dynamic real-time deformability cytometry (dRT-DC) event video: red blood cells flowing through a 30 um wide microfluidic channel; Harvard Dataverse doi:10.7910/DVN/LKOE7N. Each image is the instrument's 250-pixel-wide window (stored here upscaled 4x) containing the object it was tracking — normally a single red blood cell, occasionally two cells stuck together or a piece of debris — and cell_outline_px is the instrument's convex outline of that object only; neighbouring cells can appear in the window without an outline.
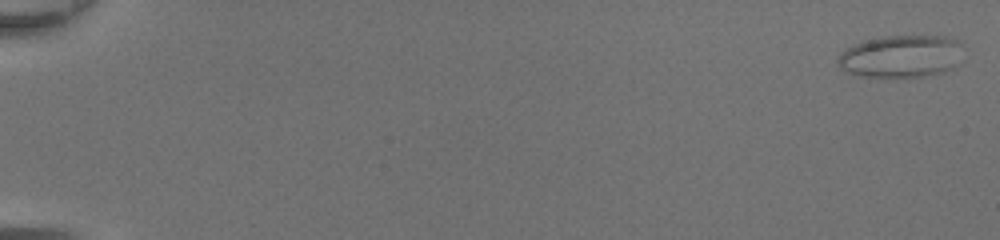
{"species": "common noctule bat (a hibernating species)", "species_latin": "Nyctalus noctula", "temperature_condition": "room temperature", "stored_images_in_passage": 49, "camera_frame_rate_fps": 3000, "um_per_image_px": 0.085, "animal": {"sex": "female", "body_mass_g": 20.0, "forearm_length_mm": 54.0}, "frame": {"image": 1, "passage_image": 1, "time_ms": 0.0, "image_size_px": [1000, 240], "cell_outline_px": [[960, 44], [956, 68], [944, 72], [924, 76], [860, 76], [848, 72], [840, 68], [836, 60], [840, 52], [844, 48], [852, 44], [864, 40], [884, 36], [944, 36], [956, 40]], "centroid_in_image_um": [76.52, 4.78], "position_along_channel_um": 8.5, "area_um2": 30.87}}
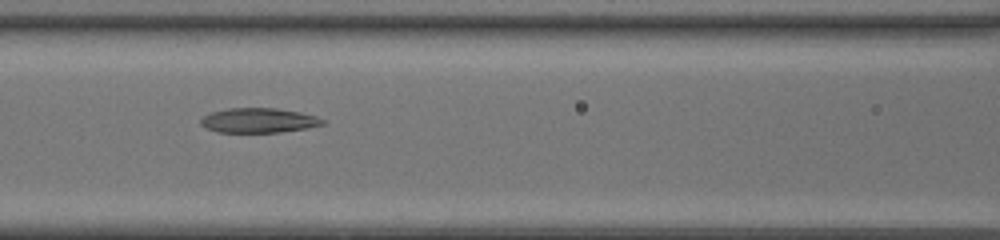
{"frame": {"image": 2, "passage_image": 24, "time_ms": 7.667, "image_size_px": [1000, 240], "cell_outline_px": [[324, 124], [308, 128], [280, 132], [216, 132], [204, 128], [200, 124], [200, 120], [204, 116], [212, 112], [228, 108], [276, 108], [300, 112], [316, 116], [324, 120]], "centroid_in_image_um": [21.96, 10.24], "position_along_channel_um": 144.6, "area_um2": 17.57}}
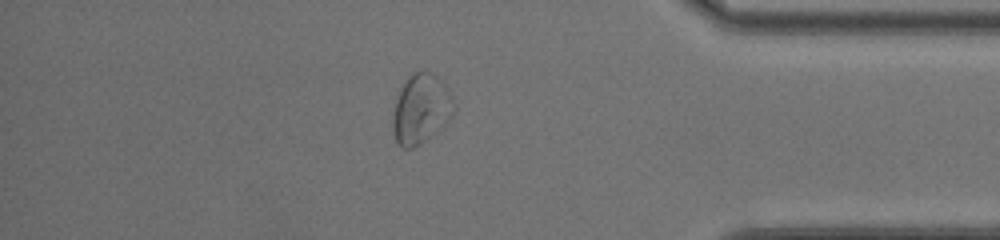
{"frame": {"image": 3, "passage_image": 43, "time_ms": 14.0, "image_size_px": [1000, 240], "cell_outline_px": [[456, 108], [452, 116], [444, 128], [412, 148], [400, 148], [392, 132], [392, 112], [400, 88], [408, 76], [412, 72], [432, 72], [448, 88], [456, 104]], "centroid_in_image_um": [35.79, 9.28], "position_along_channel_um": 399.4, "area_um2": 25.26}, "authors_computed_cell_mechanics": {"area_um2": 23.0044, "velocity_mm_per_s": 4.3791, "shape_relaxation_time_tau1_ms": null, "shape_relaxation_time_tau2_ms": 1.9672, "deformation_change_tau1": null, "deformation_change_tau2": 0.0833}}